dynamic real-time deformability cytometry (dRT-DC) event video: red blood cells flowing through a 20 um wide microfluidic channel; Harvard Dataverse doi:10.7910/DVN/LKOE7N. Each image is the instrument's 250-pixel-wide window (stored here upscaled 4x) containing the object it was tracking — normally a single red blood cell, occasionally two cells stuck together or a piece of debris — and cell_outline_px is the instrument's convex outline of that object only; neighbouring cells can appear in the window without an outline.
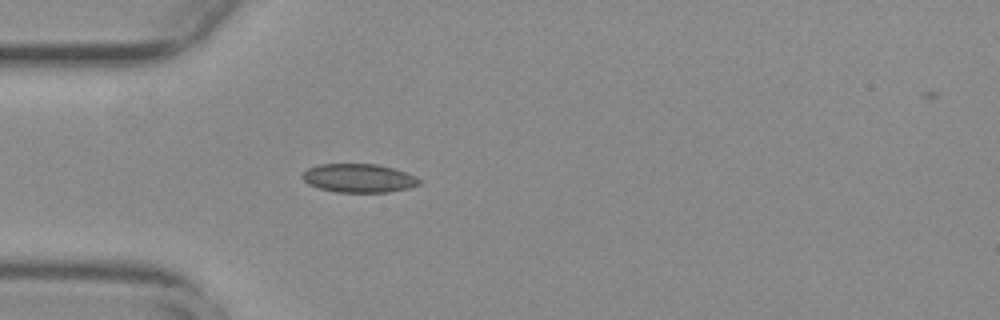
{"species": "common noctule bat (a hibernating species)", "species_latin": "Nyctalus noctula", "temperature_condition": "warm", "stored_images_in_passage": 40, "camera_frame_rate_fps": 3000, "um_per_image_px": 0.085, "animal": {"sex": "female", "body_mass_g": 29.2, "forearm_length_mm": 56.3}, "frame": {"image": 1, "passage_image": 1, "time_ms": 0.0, "image_size_px": [1000, 320], "cell_outline_px": [[420, 184], [408, 188], [388, 192], [336, 192], [320, 188], [308, 184], [300, 176], [308, 168], [320, 164], [376, 164], [392, 168], [416, 176], [420, 180]], "centroid_in_image_um": [30.48, 15.14], "position_along_channel_um": 54.5, "area_um2": 19.36}}
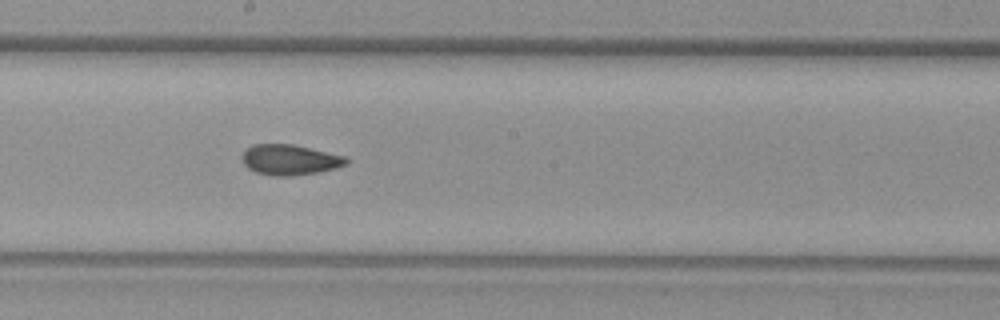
{"frame": {"image": 2, "passage_image": 15, "time_ms": 4.667, "image_size_px": [1000, 320], "cell_outline_px": [[348, 164], [336, 168], [316, 172], [292, 176], [272, 176], [256, 172], [248, 168], [244, 164], [240, 156], [252, 144], [292, 144], [344, 156], [348, 160]], "centroid_in_image_um": [24.6, 13.58], "position_along_channel_um": 223.6, "area_um2": 18.38}}
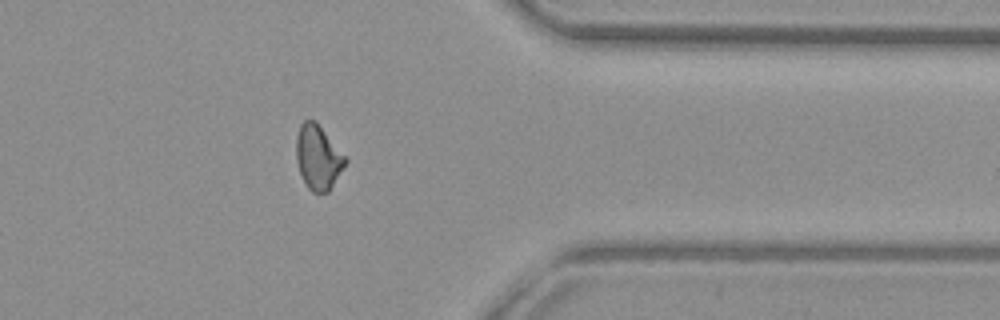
{"frame": {"image": 3, "passage_image": 29, "time_ms": 9.333, "image_size_px": [1000, 320], "cell_outline_px": [[348, 160], [344, 168], [328, 192], [312, 192], [308, 188], [300, 172], [296, 160], [296, 136], [300, 124], [304, 120], [316, 120]], "centroid_in_image_um": [27.03, 13.35], "position_along_channel_um": 384.4, "area_um2": 18.38}, "authors_computed_cell_mechanics": {"area_um2": 18.4382, "velocity_mm_per_s": 3.7537, "shape_relaxation_time_tau1_ms": null, "shape_relaxation_time_tau2_ms": 2.2208, "deformation_change_tau1": null, "deformation_change_tau2": 0.0639}}